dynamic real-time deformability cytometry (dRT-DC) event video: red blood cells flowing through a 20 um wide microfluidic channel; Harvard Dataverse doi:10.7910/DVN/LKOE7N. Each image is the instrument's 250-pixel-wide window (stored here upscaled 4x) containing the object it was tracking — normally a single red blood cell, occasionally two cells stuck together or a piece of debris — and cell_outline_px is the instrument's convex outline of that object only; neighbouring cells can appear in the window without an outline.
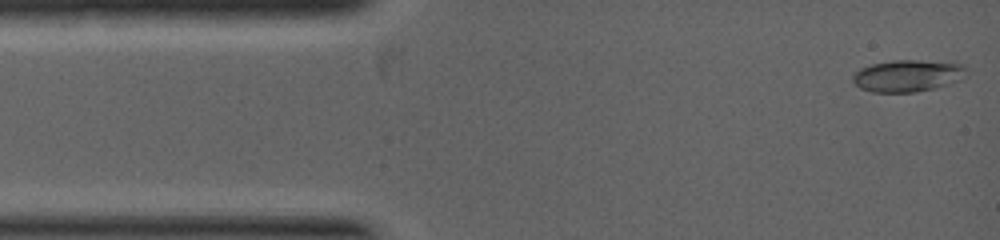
{"species": "common noctule bat (a hibernating species)", "species_latin": "Nyctalus noctula", "temperature_condition": "warm", "stored_images_in_passage": 7, "camera_frame_rate_fps": 5000, "um_per_image_px": 0.085, "animal": {"sex": "female", "body_mass_g": 19.0, "forearm_length_mm": 53.3}, "frame": {"image": 1, "passage_image": 1, "time_ms": 0.0, "image_size_px": [1000, 240], "cell_outline_px": [[964, 68], [960, 80], [936, 88], [916, 92], [872, 92], [860, 88], [852, 80], [852, 76], [860, 68], [872, 64], [892, 60], [920, 60], [964, 64]], "centroid_in_image_um": [77.1, 6.44], "position_along_channel_um": 7.9, "area_um2": 20.92}}
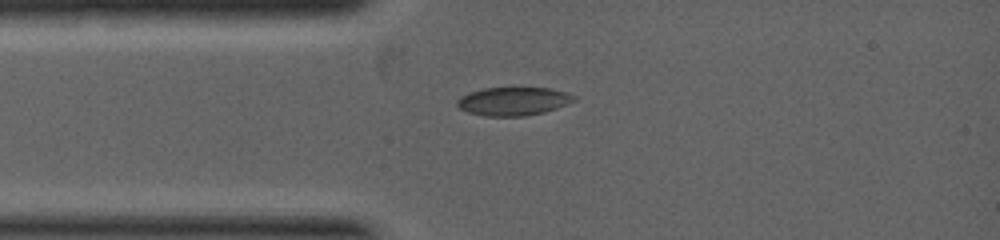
{"frame": {"image": 2, "passage_image": 4, "time_ms": 1.4, "image_size_px": [1000, 240], "cell_outline_px": [[576, 100], [568, 104], [544, 112], [524, 116], [484, 116], [468, 112], [460, 108], [456, 104], [456, 100], [460, 96], [468, 92], [484, 88], [548, 88], [564, 92], [576, 96]], "centroid_in_image_um": [43.6, 8.61], "position_along_channel_um": 41.4, "area_um2": 19.31}}